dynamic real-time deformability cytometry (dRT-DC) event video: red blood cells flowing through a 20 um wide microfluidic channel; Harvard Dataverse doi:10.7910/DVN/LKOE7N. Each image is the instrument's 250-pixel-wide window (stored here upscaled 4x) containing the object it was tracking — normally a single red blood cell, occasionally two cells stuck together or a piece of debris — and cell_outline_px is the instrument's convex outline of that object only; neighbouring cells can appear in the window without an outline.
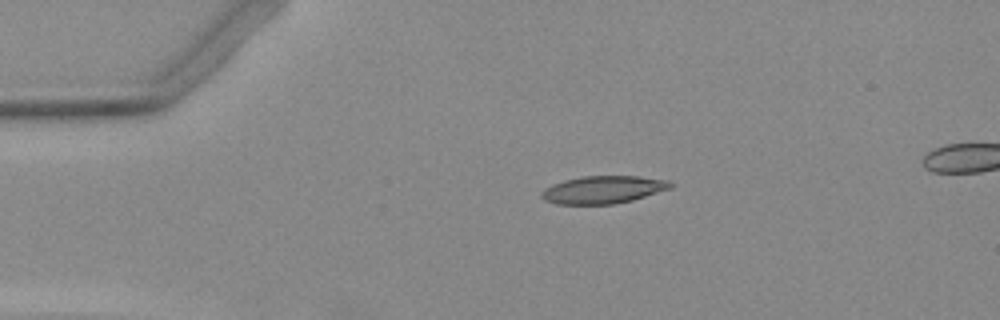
{"species": "Egyptian fruit bat (a non-hibernating species)", "species_latin": "Rousettus aegyptiacus", "temperature_condition": "warm", "stored_images_in_passage": 43, "camera_frame_rate_fps": 3000, "um_per_image_px": 0.085, "animal": {"sex": "female"}, "frame": {"image": 1, "passage_image": 1, "time_ms": 0.0, "image_size_px": [1000, 320], "cell_outline_px": [[672, 188], [632, 200], [616, 204], [556, 204], [544, 200], [540, 196], [540, 192], [544, 188], [552, 184], [564, 180], [580, 176], [640, 176], [668, 180], [672, 184]], "centroid_in_image_um": [51.24, 16.12], "position_along_channel_um": 33.8, "area_um2": 20.92}}
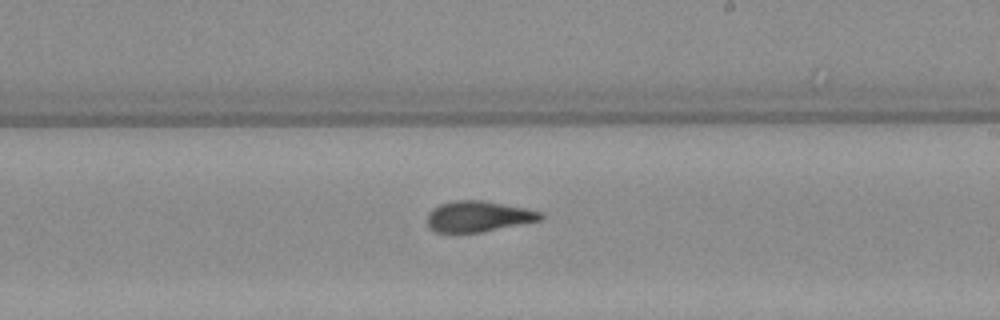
{"frame": {"image": 2, "passage_image": 21, "time_ms": 6.667, "image_size_px": [1000, 320], "cell_outline_px": [[544, 216], [540, 220], [480, 232], [436, 232], [428, 224], [428, 212], [432, 208], [440, 204], [452, 200], [484, 200], [524, 208], [540, 212]], "centroid_in_image_um": [40.62, 18.38], "position_along_channel_um": 248.4, "area_um2": 20.06}}
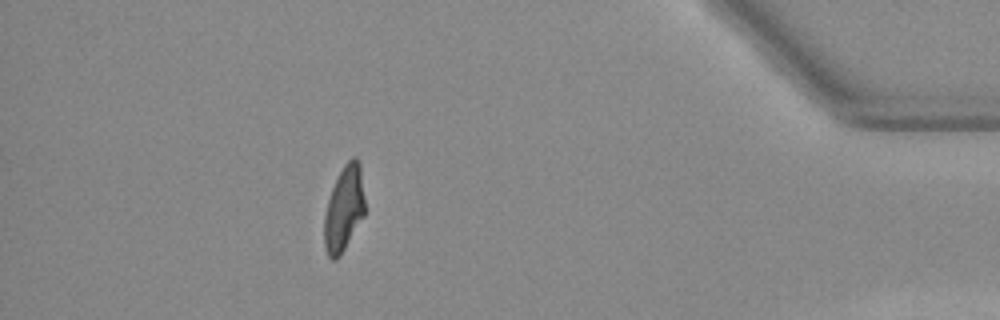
{"frame": {"image": 3, "passage_image": 37, "time_ms": 12.0, "image_size_px": [1000, 320], "cell_outline_px": [[364, 216], [340, 256], [336, 260], [332, 260], [328, 256], [324, 248], [324, 216], [328, 200], [332, 188], [344, 164], [352, 156], [356, 156], [360, 164], [364, 200]], "centroid_in_image_um": [29.23, 17.76], "position_along_channel_um": 406.0, "area_um2": 20.11}}